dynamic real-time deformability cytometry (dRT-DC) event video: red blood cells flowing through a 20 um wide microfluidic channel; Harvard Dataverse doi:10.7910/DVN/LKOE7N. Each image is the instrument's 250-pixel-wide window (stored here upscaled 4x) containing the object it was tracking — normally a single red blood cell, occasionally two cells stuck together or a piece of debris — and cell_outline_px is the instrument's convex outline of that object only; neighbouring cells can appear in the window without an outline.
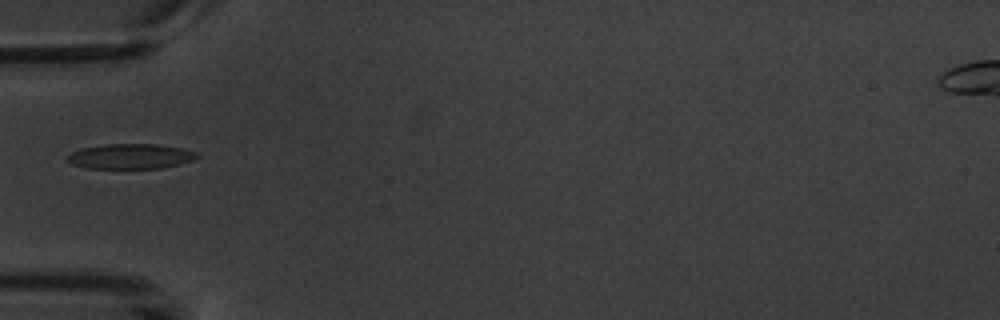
{"species": "common noctule bat (a hibernating species)", "species_latin": "Nyctalus noctula", "temperature_condition": "warm", "stored_images_in_passage": 7, "camera_frame_rate_fps": 3000, "um_per_image_px": 0.085, "animal": {"sex": "male", "body_mass_g": 20.1, "forearm_length_mm": 53.5}, "frame": {"image": 1, "passage_image": 5, "time_ms": 5.333, "image_size_px": [1000, 320], "cell_outline_px": [[200, 156], [192, 160], [180, 164], [160, 168], [88, 168], [72, 164], [64, 160], [64, 156], [80, 148], [108, 144], [156, 144], [180, 148], [196, 152]], "centroid_in_image_um": [11.04, 13.29], "position_along_channel_um": 74.0, "area_um2": 18.96}}
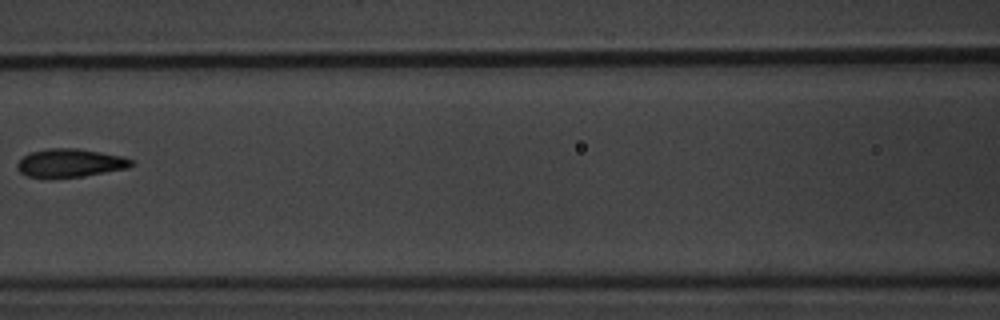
{"frame": {"image": 2, "passage_image": 7, "time_ms": 7.667, "image_size_px": [1000, 320], "cell_outline_px": [[136, 164], [128, 168], [84, 176], [48, 180], [28, 176], [20, 172], [16, 168], [16, 164], [24, 156], [32, 152], [48, 148], [76, 148], [124, 156], [136, 160]], "centroid_in_image_um": [5.98, 13.88], "position_along_channel_um": 160.6, "area_um2": 19.42}}